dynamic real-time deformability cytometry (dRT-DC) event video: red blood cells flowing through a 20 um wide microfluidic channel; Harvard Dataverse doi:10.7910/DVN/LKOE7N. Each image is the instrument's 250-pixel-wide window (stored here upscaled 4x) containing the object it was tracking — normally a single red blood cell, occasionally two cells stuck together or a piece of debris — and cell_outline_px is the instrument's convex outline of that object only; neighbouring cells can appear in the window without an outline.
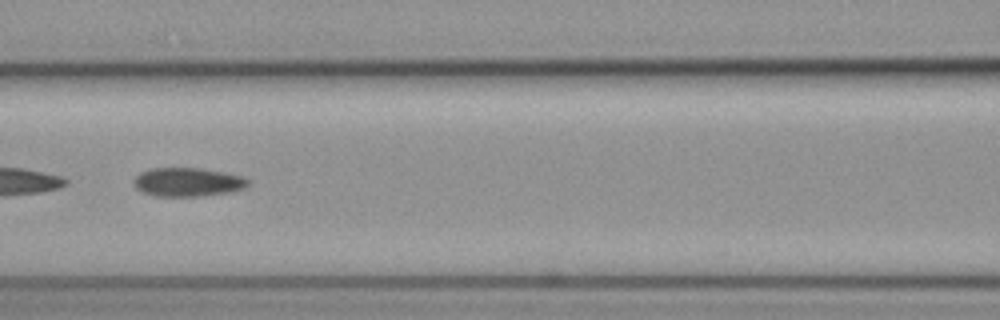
{"species": "common noctule bat (a hibernating species)", "species_latin": "Nyctalus noctula", "temperature_condition": "cold", "stored_images_in_passage": 6, "camera_frame_rate_fps": 3000, "um_per_image_px": 0.085, "animal": {"sex": "female", "body_mass_g": 19.3, "forearm_length_mm": 54.1}, "frame": {"image": 1, "passage_image": 4, "time_ms": 1.0, "image_size_px": [1000, 320], "cell_outline_px": [[248, 184], [244, 188], [228, 192], [204, 196], [152, 196], [140, 192], [136, 188], [132, 180], [140, 172], [152, 168], [200, 168], [224, 172], [240, 176], [248, 180]], "centroid_in_image_um": [15.89, 15.48], "position_along_channel_um": 150.7, "area_um2": 19.19}}